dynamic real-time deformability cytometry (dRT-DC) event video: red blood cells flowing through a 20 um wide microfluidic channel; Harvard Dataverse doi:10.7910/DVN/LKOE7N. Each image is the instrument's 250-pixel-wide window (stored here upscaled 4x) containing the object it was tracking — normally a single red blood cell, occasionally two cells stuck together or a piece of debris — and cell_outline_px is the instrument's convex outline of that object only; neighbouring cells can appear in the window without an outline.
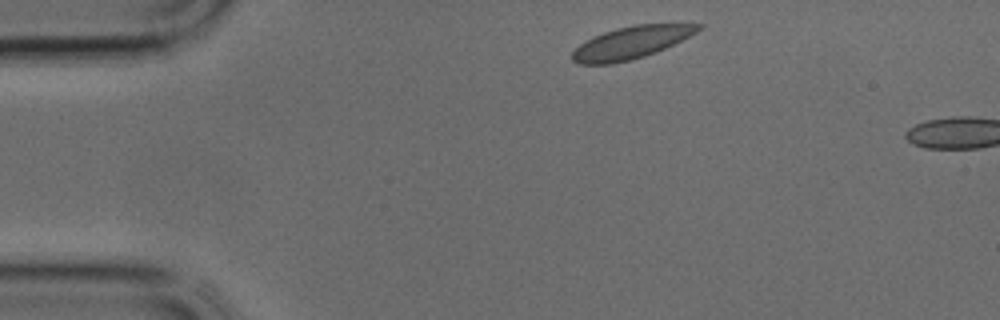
{"species": "common noctule bat (a hibernating species)", "species_latin": "Nyctalus noctula", "temperature_condition": "cold", "stored_images_in_passage": 3, "camera_frame_rate_fps": 3000, "um_per_image_px": 0.085, "animal": {"sex": "male", "body_mass_g": 17.9, "forearm_length_mm": 54.2}, "frame": {"image": 1, "passage_image": 1, "time_ms": 0.0, "image_size_px": [1000, 320], "cell_outline_px": [[704, 24], [696, 32], [656, 52], [632, 60], [612, 64], [580, 64], [572, 60], [572, 52], [580, 44], [604, 32], [616, 28], [636, 24]], "centroid_in_image_um": [53.61, 3.63], "position_along_channel_um": 31.4, "area_um2": 23.29}}